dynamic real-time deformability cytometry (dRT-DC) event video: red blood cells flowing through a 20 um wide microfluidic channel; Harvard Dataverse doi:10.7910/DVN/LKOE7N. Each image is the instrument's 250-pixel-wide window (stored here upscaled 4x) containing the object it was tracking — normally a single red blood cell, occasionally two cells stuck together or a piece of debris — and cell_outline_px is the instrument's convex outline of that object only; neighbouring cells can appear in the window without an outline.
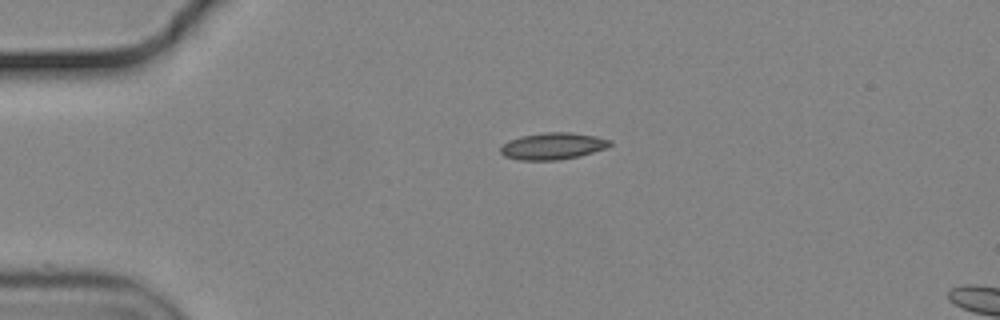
{"species": "common noctule bat (a hibernating species)", "species_latin": "Nyctalus noctula", "temperature_condition": "cold", "stored_images_in_passage": 5, "camera_frame_rate_fps": 3000, "um_per_image_px": 0.085, "animal": {"sex": "male", "body_mass_g": 19.2, "forearm_length_mm": 51.8}, "frame": {"image": 1, "passage_image": 1, "time_ms": 0.0, "image_size_px": [1000, 320], "cell_outline_px": [[612, 144], [604, 148], [580, 156], [556, 160], [520, 160], [504, 156], [500, 152], [500, 148], [504, 144], [520, 136], [544, 132], [572, 132], [596, 136], [612, 140]], "centroid_in_image_um": [47.0, 12.41], "position_along_channel_um": 38.0, "area_um2": 16.99}}